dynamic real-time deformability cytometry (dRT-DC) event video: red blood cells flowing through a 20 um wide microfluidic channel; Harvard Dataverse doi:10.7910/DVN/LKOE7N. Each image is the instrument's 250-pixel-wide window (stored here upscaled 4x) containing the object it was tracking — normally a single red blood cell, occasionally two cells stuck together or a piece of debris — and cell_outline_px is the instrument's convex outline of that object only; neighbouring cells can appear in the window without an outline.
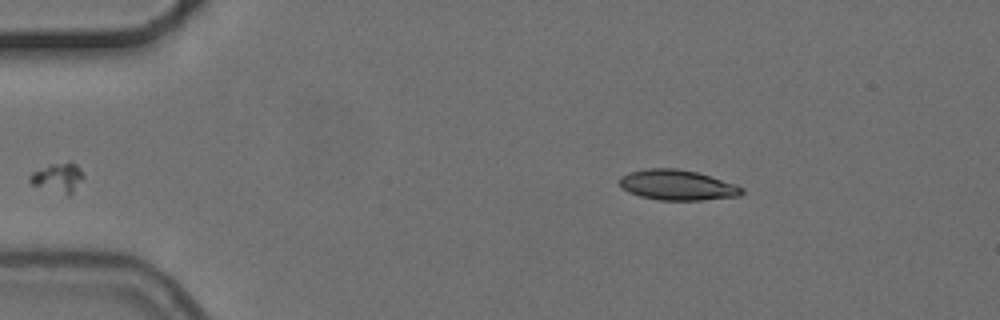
{"species": "common noctule bat (a hibernating species)", "species_latin": "Nyctalus noctula", "temperature_condition": "cold", "stored_images_in_passage": 2, "camera_frame_rate_fps": 3000, "um_per_image_px": 0.085, "animal": {"sex": "female", "body_mass_g": 24.6, "forearm_length_mm": 56.2}, "frame": {"image": 1, "passage_image": 2, "time_ms": 1.333, "image_size_px": [1000, 320], "cell_outline_px": [[744, 192], [740, 196], [700, 200], [660, 200], [640, 196], [628, 192], [620, 184], [620, 176], [628, 172], [648, 168], [676, 168], [696, 172], [736, 184], [744, 188]], "centroid_in_image_um": [57.58, 15.73], "position_along_channel_um": 27.4, "area_um2": 21.56}}